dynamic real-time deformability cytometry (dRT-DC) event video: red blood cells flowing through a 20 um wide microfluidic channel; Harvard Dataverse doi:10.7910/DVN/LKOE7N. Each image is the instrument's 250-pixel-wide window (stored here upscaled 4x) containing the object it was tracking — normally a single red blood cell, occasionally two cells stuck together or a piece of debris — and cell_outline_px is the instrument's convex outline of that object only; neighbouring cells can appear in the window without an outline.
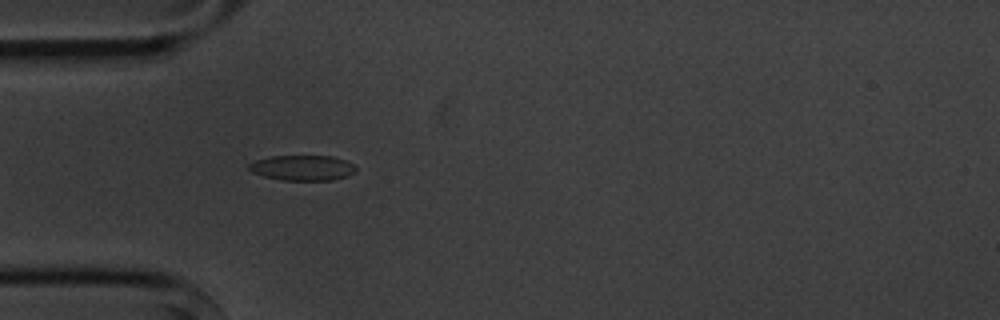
{"species": "common noctule bat (a hibernating species)", "species_latin": "Nyctalus noctula", "temperature_condition": "cold", "stored_images_in_passage": 2, "camera_frame_rate_fps": 3000, "um_per_image_px": 0.085, "animal": {"sex": "male", "body_mass_g": 20.1, "forearm_length_mm": 53.5}, "frame": {"image": 1, "passage_image": 2, "time_ms": 1.0, "image_size_px": [1000, 320], "cell_outline_px": [[356, 172], [348, 176], [332, 180], [280, 180], [264, 176], [252, 172], [248, 168], [248, 164], [256, 160], [272, 156], [332, 156], [344, 160], [352, 164], [356, 168]], "centroid_in_image_um": [25.71, 14.27], "position_along_channel_um": 59.3, "area_um2": 15.72}}